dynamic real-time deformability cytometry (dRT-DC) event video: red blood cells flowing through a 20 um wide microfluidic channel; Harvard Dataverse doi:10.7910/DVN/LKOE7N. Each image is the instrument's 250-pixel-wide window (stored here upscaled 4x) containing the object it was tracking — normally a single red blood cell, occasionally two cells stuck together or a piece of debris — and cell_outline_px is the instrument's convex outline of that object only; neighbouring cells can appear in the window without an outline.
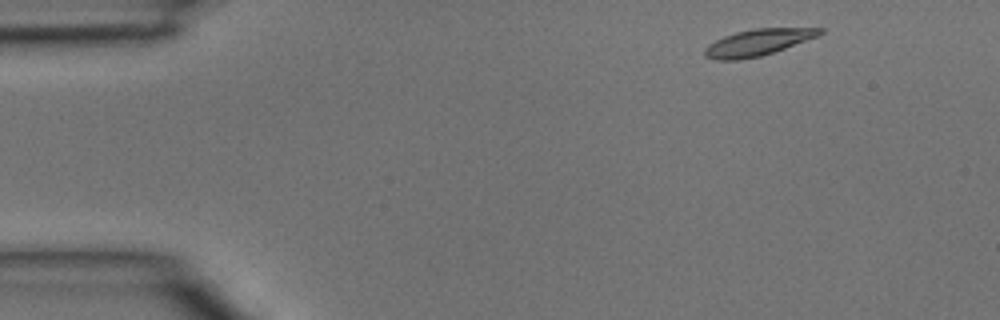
{"species": "common noctule bat (a hibernating species)", "species_latin": "Nyctalus noctula", "temperature_condition": "room temperature", "stored_images_in_passage": 2, "camera_frame_rate_fps": 3000, "um_per_image_px": 0.085, "animal": {"sex": "male", "body_mass_g": 15.6}, "frame": {"image": 1, "passage_image": 1, "time_ms": 0.0, "image_size_px": [1000, 320], "cell_outline_px": [[824, 32], [816, 36], [784, 48], [760, 56], [740, 60], [716, 60], [704, 56], [704, 48], [708, 44], [724, 36], [736, 32], [752, 28], [824, 28]], "centroid_in_image_um": [64.35, 3.61], "position_along_channel_um": 20.6, "area_um2": 17.57}}